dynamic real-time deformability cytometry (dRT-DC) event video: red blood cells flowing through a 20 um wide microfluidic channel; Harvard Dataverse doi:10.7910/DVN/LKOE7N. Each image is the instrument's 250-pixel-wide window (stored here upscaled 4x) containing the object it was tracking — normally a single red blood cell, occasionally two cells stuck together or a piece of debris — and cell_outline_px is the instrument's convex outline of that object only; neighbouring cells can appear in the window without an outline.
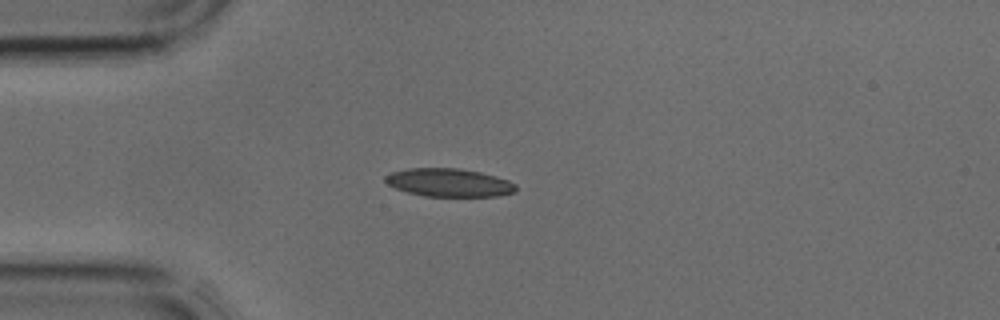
{"species": "common noctule bat (a hibernating species)", "species_latin": "Nyctalus noctula", "temperature_condition": "cold", "stored_images_in_passage": 2, "camera_frame_rate_fps": 3000, "um_per_image_px": 0.085, "animal": {"sex": "male", "body_mass_g": 17.9, "forearm_length_mm": 54.2}, "frame": {"image": 1, "passage_image": 2, "time_ms": 0.333, "image_size_px": [1000, 320], "cell_outline_px": [[516, 192], [496, 196], [424, 196], [408, 192], [396, 188], [388, 184], [384, 180], [384, 176], [392, 172], [408, 168], [456, 168], [480, 172], [508, 180], [516, 184]], "centroid_in_image_um": [38.16, 15.52], "position_along_channel_um": 46.8, "area_um2": 21.33}}